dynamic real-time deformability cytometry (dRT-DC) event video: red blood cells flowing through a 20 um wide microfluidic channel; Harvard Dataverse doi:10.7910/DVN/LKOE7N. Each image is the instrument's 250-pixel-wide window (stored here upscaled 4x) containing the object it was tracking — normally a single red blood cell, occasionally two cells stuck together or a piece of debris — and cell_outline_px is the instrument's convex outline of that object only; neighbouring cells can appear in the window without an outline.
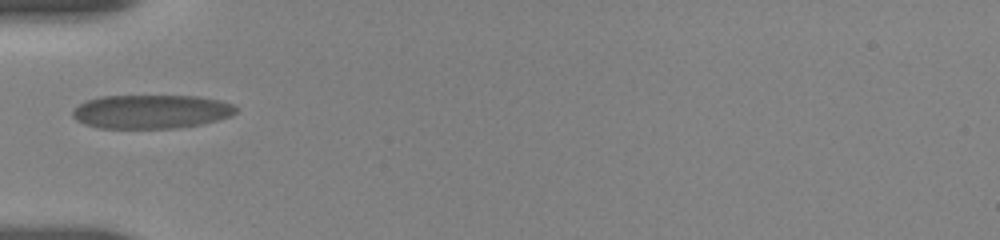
{"species": "human", "species_latin": "Homo sapiens", "temperature_condition": "room temperature", "stored_images_in_passage": 6, "camera_frame_rate_fps": 3000, "um_per_image_px": 0.085, "donor": {"sex": "female"}, "frame": {"image": 1, "passage_image": 1, "time_ms": 0.0, "image_size_px": [1000, 240], "cell_outline_px": [[236, 112], [232, 116], [200, 124], [176, 128], [100, 128], [84, 124], [76, 120], [72, 116], [72, 108], [84, 100], [100, 96], [200, 96], [220, 100], [232, 104], [236, 108]], "centroid_in_image_um": [12.8, 9.48], "position_along_channel_um": 72.2, "area_um2": 32.43}}